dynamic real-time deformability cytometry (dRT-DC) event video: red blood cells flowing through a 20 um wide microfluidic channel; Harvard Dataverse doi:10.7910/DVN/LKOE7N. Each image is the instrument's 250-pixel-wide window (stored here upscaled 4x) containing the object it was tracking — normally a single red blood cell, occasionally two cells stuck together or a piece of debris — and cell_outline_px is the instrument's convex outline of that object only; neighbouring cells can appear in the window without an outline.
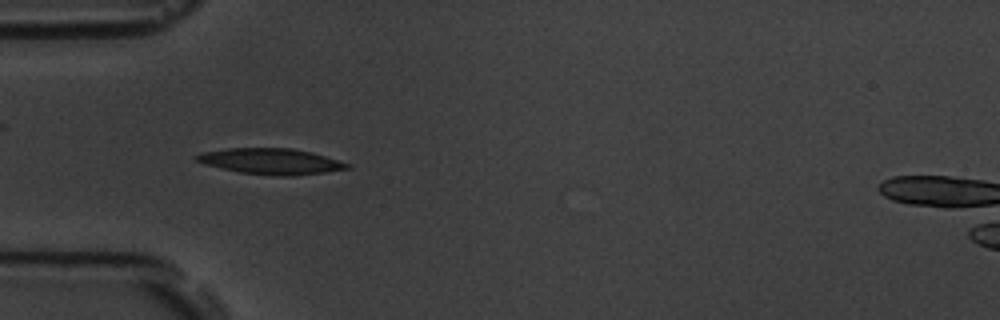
{"species": "common noctule bat (a hibernating species)", "species_latin": "Nyctalus noctula", "temperature_condition": "room temperature", "stored_images_in_passage": 2, "camera_frame_rate_fps": 3000, "um_per_image_px": 0.085, "animal": {"sex": "male", "body_mass_g": 19.5, "forearm_length_mm": 54.6}, "frame": {"image": 1, "passage_image": 1, "time_ms": 0.0, "image_size_px": [1000, 320], "cell_outline_px": [[352, 168], [324, 172], [292, 176], [280, 176], [240, 172], [204, 164], [196, 160], [192, 156], [204, 152], [228, 148], [292, 148], [312, 152], [352, 164]], "centroid_in_image_um": [23.06, 13.71], "position_along_channel_um": 61.9, "area_um2": 22.66}}
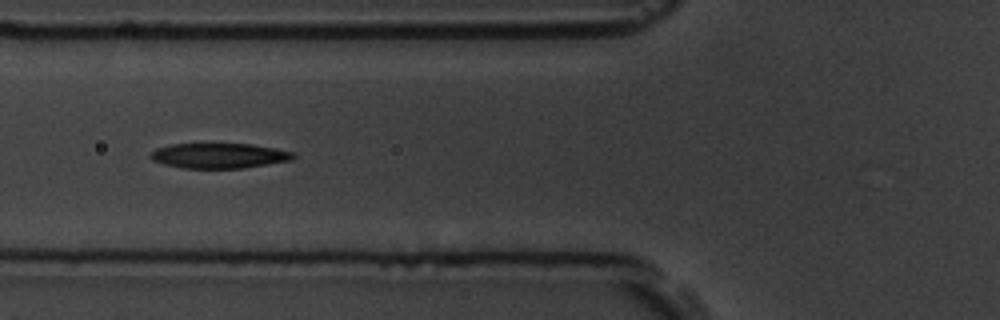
{"frame": {"image": 2, "passage_image": 2, "time_ms": 1.333, "image_size_px": [1000, 320], "cell_outline_px": [[296, 156], [292, 160], [244, 168], [180, 168], [164, 164], [152, 160], [148, 156], [156, 148], [172, 144], [252, 144], [276, 148], [292, 152]], "centroid_in_image_um": [18.61, 13.23], "position_along_channel_um": 107.2, "area_um2": 20.92}}